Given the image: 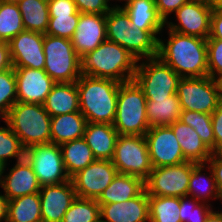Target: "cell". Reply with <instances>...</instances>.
I'll return each instance as SVG.
<instances>
[{
    "instance_id": "6da1fadb",
    "label": "cell",
    "mask_w": 222,
    "mask_h": 222,
    "mask_svg": "<svg viewBox=\"0 0 222 222\" xmlns=\"http://www.w3.org/2000/svg\"><path fill=\"white\" fill-rule=\"evenodd\" d=\"M166 44L158 39L157 56L182 78L208 76L207 39L168 31Z\"/></svg>"
},
{
    "instance_id": "7a4b0ae2",
    "label": "cell",
    "mask_w": 222,
    "mask_h": 222,
    "mask_svg": "<svg viewBox=\"0 0 222 222\" xmlns=\"http://www.w3.org/2000/svg\"><path fill=\"white\" fill-rule=\"evenodd\" d=\"M81 63L83 75L124 83L133 80L139 62L122 46L106 40L84 55Z\"/></svg>"
},
{
    "instance_id": "3957f363",
    "label": "cell",
    "mask_w": 222,
    "mask_h": 222,
    "mask_svg": "<svg viewBox=\"0 0 222 222\" xmlns=\"http://www.w3.org/2000/svg\"><path fill=\"white\" fill-rule=\"evenodd\" d=\"M120 84L111 79L80 76L76 81L79 107L87 122L114 123Z\"/></svg>"
},
{
    "instance_id": "277c9868",
    "label": "cell",
    "mask_w": 222,
    "mask_h": 222,
    "mask_svg": "<svg viewBox=\"0 0 222 222\" xmlns=\"http://www.w3.org/2000/svg\"><path fill=\"white\" fill-rule=\"evenodd\" d=\"M4 120L25 149L36 144L51 143V116L41 104L17 101Z\"/></svg>"
},
{
    "instance_id": "5b68a950",
    "label": "cell",
    "mask_w": 222,
    "mask_h": 222,
    "mask_svg": "<svg viewBox=\"0 0 222 222\" xmlns=\"http://www.w3.org/2000/svg\"><path fill=\"white\" fill-rule=\"evenodd\" d=\"M146 102L142 89L134 80L120 84L116 116L112 124L119 135L146 134L150 128L146 115Z\"/></svg>"
},
{
    "instance_id": "8992f818",
    "label": "cell",
    "mask_w": 222,
    "mask_h": 222,
    "mask_svg": "<svg viewBox=\"0 0 222 222\" xmlns=\"http://www.w3.org/2000/svg\"><path fill=\"white\" fill-rule=\"evenodd\" d=\"M45 72L56 82L73 83L82 75L81 57L71 39L44 34Z\"/></svg>"
},
{
    "instance_id": "52a82bcc",
    "label": "cell",
    "mask_w": 222,
    "mask_h": 222,
    "mask_svg": "<svg viewBox=\"0 0 222 222\" xmlns=\"http://www.w3.org/2000/svg\"><path fill=\"white\" fill-rule=\"evenodd\" d=\"M182 77L158 56L137 64L133 80L142 89L146 99L167 98L177 93Z\"/></svg>"
},
{
    "instance_id": "ba28073f",
    "label": "cell",
    "mask_w": 222,
    "mask_h": 222,
    "mask_svg": "<svg viewBox=\"0 0 222 222\" xmlns=\"http://www.w3.org/2000/svg\"><path fill=\"white\" fill-rule=\"evenodd\" d=\"M177 96L182 110L212 114L222 101V83L210 76L182 78Z\"/></svg>"
},
{
    "instance_id": "9c48e42d",
    "label": "cell",
    "mask_w": 222,
    "mask_h": 222,
    "mask_svg": "<svg viewBox=\"0 0 222 222\" xmlns=\"http://www.w3.org/2000/svg\"><path fill=\"white\" fill-rule=\"evenodd\" d=\"M112 163L119 174L139 177L145 181L153 169L145 137L119 135Z\"/></svg>"
},
{
    "instance_id": "30bf717a",
    "label": "cell",
    "mask_w": 222,
    "mask_h": 222,
    "mask_svg": "<svg viewBox=\"0 0 222 222\" xmlns=\"http://www.w3.org/2000/svg\"><path fill=\"white\" fill-rule=\"evenodd\" d=\"M25 158L32 165L39 185H55L70 180L62 157L60 145L36 144L25 149Z\"/></svg>"
},
{
    "instance_id": "8fae6325",
    "label": "cell",
    "mask_w": 222,
    "mask_h": 222,
    "mask_svg": "<svg viewBox=\"0 0 222 222\" xmlns=\"http://www.w3.org/2000/svg\"><path fill=\"white\" fill-rule=\"evenodd\" d=\"M192 173V162L156 167L144 181L148 196L185 197Z\"/></svg>"
},
{
    "instance_id": "7c38bea8",
    "label": "cell",
    "mask_w": 222,
    "mask_h": 222,
    "mask_svg": "<svg viewBox=\"0 0 222 222\" xmlns=\"http://www.w3.org/2000/svg\"><path fill=\"white\" fill-rule=\"evenodd\" d=\"M144 137L153 168L179 165L187 161L170 126L150 127Z\"/></svg>"
},
{
    "instance_id": "4fadbf2b",
    "label": "cell",
    "mask_w": 222,
    "mask_h": 222,
    "mask_svg": "<svg viewBox=\"0 0 222 222\" xmlns=\"http://www.w3.org/2000/svg\"><path fill=\"white\" fill-rule=\"evenodd\" d=\"M118 174L112 160H98L73 175L70 180L77 197L98 199Z\"/></svg>"
},
{
    "instance_id": "5bb4252c",
    "label": "cell",
    "mask_w": 222,
    "mask_h": 222,
    "mask_svg": "<svg viewBox=\"0 0 222 222\" xmlns=\"http://www.w3.org/2000/svg\"><path fill=\"white\" fill-rule=\"evenodd\" d=\"M212 11L213 7L190 0L175 12L178 25L168 21L165 25L167 24L168 30L207 39L210 35Z\"/></svg>"
},
{
    "instance_id": "9a60e30c",
    "label": "cell",
    "mask_w": 222,
    "mask_h": 222,
    "mask_svg": "<svg viewBox=\"0 0 222 222\" xmlns=\"http://www.w3.org/2000/svg\"><path fill=\"white\" fill-rule=\"evenodd\" d=\"M44 34L24 30L8 42L13 67L44 69Z\"/></svg>"
},
{
    "instance_id": "2e32d148",
    "label": "cell",
    "mask_w": 222,
    "mask_h": 222,
    "mask_svg": "<svg viewBox=\"0 0 222 222\" xmlns=\"http://www.w3.org/2000/svg\"><path fill=\"white\" fill-rule=\"evenodd\" d=\"M17 89V101L41 104L56 83L44 69L14 67Z\"/></svg>"
},
{
    "instance_id": "e0dca14e",
    "label": "cell",
    "mask_w": 222,
    "mask_h": 222,
    "mask_svg": "<svg viewBox=\"0 0 222 222\" xmlns=\"http://www.w3.org/2000/svg\"><path fill=\"white\" fill-rule=\"evenodd\" d=\"M42 222H62L77 194L71 180L55 185H45L39 191Z\"/></svg>"
},
{
    "instance_id": "ac0fdd59",
    "label": "cell",
    "mask_w": 222,
    "mask_h": 222,
    "mask_svg": "<svg viewBox=\"0 0 222 222\" xmlns=\"http://www.w3.org/2000/svg\"><path fill=\"white\" fill-rule=\"evenodd\" d=\"M106 40V14L80 13L71 38L75 52L82 58Z\"/></svg>"
},
{
    "instance_id": "d6986e66",
    "label": "cell",
    "mask_w": 222,
    "mask_h": 222,
    "mask_svg": "<svg viewBox=\"0 0 222 222\" xmlns=\"http://www.w3.org/2000/svg\"><path fill=\"white\" fill-rule=\"evenodd\" d=\"M4 170L0 171V186L4 190L7 200L17 197L39 193L41 186L33 171L32 165L26 158L17 161L8 175H4Z\"/></svg>"
},
{
    "instance_id": "ffe728a7",
    "label": "cell",
    "mask_w": 222,
    "mask_h": 222,
    "mask_svg": "<svg viewBox=\"0 0 222 222\" xmlns=\"http://www.w3.org/2000/svg\"><path fill=\"white\" fill-rule=\"evenodd\" d=\"M99 205L101 222H150L149 199L145 189L125 202Z\"/></svg>"
},
{
    "instance_id": "44dd1931",
    "label": "cell",
    "mask_w": 222,
    "mask_h": 222,
    "mask_svg": "<svg viewBox=\"0 0 222 222\" xmlns=\"http://www.w3.org/2000/svg\"><path fill=\"white\" fill-rule=\"evenodd\" d=\"M119 134L112 124L88 122L83 139L98 160H112Z\"/></svg>"
},
{
    "instance_id": "7402d4cb",
    "label": "cell",
    "mask_w": 222,
    "mask_h": 222,
    "mask_svg": "<svg viewBox=\"0 0 222 222\" xmlns=\"http://www.w3.org/2000/svg\"><path fill=\"white\" fill-rule=\"evenodd\" d=\"M129 15L131 25L141 30L149 31L157 40V35L165 27V22L159 16L155 0H133L122 6Z\"/></svg>"
},
{
    "instance_id": "603a6c76",
    "label": "cell",
    "mask_w": 222,
    "mask_h": 222,
    "mask_svg": "<svg viewBox=\"0 0 222 222\" xmlns=\"http://www.w3.org/2000/svg\"><path fill=\"white\" fill-rule=\"evenodd\" d=\"M43 106L51 117L80 111L76 82L55 83Z\"/></svg>"
},
{
    "instance_id": "cb8c5ba5",
    "label": "cell",
    "mask_w": 222,
    "mask_h": 222,
    "mask_svg": "<svg viewBox=\"0 0 222 222\" xmlns=\"http://www.w3.org/2000/svg\"><path fill=\"white\" fill-rule=\"evenodd\" d=\"M170 127L172 128L176 139L181 146L184 158L187 161L206 163L210 159L212 151L203 143L199 135L191 126L177 120L171 124Z\"/></svg>"
},
{
    "instance_id": "d4e9b609",
    "label": "cell",
    "mask_w": 222,
    "mask_h": 222,
    "mask_svg": "<svg viewBox=\"0 0 222 222\" xmlns=\"http://www.w3.org/2000/svg\"><path fill=\"white\" fill-rule=\"evenodd\" d=\"M87 123L80 111L51 117V143L61 145L83 138Z\"/></svg>"
},
{
    "instance_id": "484cf974",
    "label": "cell",
    "mask_w": 222,
    "mask_h": 222,
    "mask_svg": "<svg viewBox=\"0 0 222 222\" xmlns=\"http://www.w3.org/2000/svg\"><path fill=\"white\" fill-rule=\"evenodd\" d=\"M144 189V181L141 178L118 173L97 202L98 204L125 202L138 196Z\"/></svg>"
},
{
    "instance_id": "4316f807",
    "label": "cell",
    "mask_w": 222,
    "mask_h": 222,
    "mask_svg": "<svg viewBox=\"0 0 222 222\" xmlns=\"http://www.w3.org/2000/svg\"><path fill=\"white\" fill-rule=\"evenodd\" d=\"M182 109L177 93L161 99H147L146 115L150 127L170 126L180 119Z\"/></svg>"
},
{
    "instance_id": "83f0119b",
    "label": "cell",
    "mask_w": 222,
    "mask_h": 222,
    "mask_svg": "<svg viewBox=\"0 0 222 222\" xmlns=\"http://www.w3.org/2000/svg\"><path fill=\"white\" fill-rule=\"evenodd\" d=\"M205 168H207V170L209 169L210 171V174L208 176H206L207 174L202 173V171L205 170ZM202 184H205V186ZM187 196L194 198L199 202H205V203L208 202L210 198L222 200V196L218 190L213 172L211 168L207 165V163L192 162V173L190 177Z\"/></svg>"
},
{
    "instance_id": "f1b7e54d",
    "label": "cell",
    "mask_w": 222,
    "mask_h": 222,
    "mask_svg": "<svg viewBox=\"0 0 222 222\" xmlns=\"http://www.w3.org/2000/svg\"><path fill=\"white\" fill-rule=\"evenodd\" d=\"M60 148L64 167L70 178L96 160L83 138L63 143Z\"/></svg>"
},
{
    "instance_id": "f546056e",
    "label": "cell",
    "mask_w": 222,
    "mask_h": 222,
    "mask_svg": "<svg viewBox=\"0 0 222 222\" xmlns=\"http://www.w3.org/2000/svg\"><path fill=\"white\" fill-rule=\"evenodd\" d=\"M17 5L25 30L45 34L50 18L48 0H19Z\"/></svg>"
},
{
    "instance_id": "4dcf8cb0",
    "label": "cell",
    "mask_w": 222,
    "mask_h": 222,
    "mask_svg": "<svg viewBox=\"0 0 222 222\" xmlns=\"http://www.w3.org/2000/svg\"><path fill=\"white\" fill-rule=\"evenodd\" d=\"M6 222H42L39 193L9 200Z\"/></svg>"
},
{
    "instance_id": "1f68e13d",
    "label": "cell",
    "mask_w": 222,
    "mask_h": 222,
    "mask_svg": "<svg viewBox=\"0 0 222 222\" xmlns=\"http://www.w3.org/2000/svg\"><path fill=\"white\" fill-rule=\"evenodd\" d=\"M127 51L138 62L145 58L156 57L158 54V40L149 31L141 30L131 25L128 28Z\"/></svg>"
},
{
    "instance_id": "d6a6232c",
    "label": "cell",
    "mask_w": 222,
    "mask_h": 222,
    "mask_svg": "<svg viewBox=\"0 0 222 222\" xmlns=\"http://www.w3.org/2000/svg\"><path fill=\"white\" fill-rule=\"evenodd\" d=\"M150 222H181L180 198L148 196Z\"/></svg>"
},
{
    "instance_id": "836d02e7",
    "label": "cell",
    "mask_w": 222,
    "mask_h": 222,
    "mask_svg": "<svg viewBox=\"0 0 222 222\" xmlns=\"http://www.w3.org/2000/svg\"><path fill=\"white\" fill-rule=\"evenodd\" d=\"M106 14V37L127 50L128 28L131 26L129 15L121 5H113Z\"/></svg>"
},
{
    "instance_id": "e575fe53",
    "label": "cell",
    "mask_w": 222,
    "mask_h": 222,
    "mask_svg": "<svg viewBox=\"0 0 222 222\" xmlns=\"http://www.w3.org/2000/svg\"><path fill=\"white\" fill-rule=\"evenodd\" d=\"M24 30L17 3L0 1V41L8 43Z\"/></svg>"
},
{
    "instance_id": "d590c367",
    "label": "cell",
    "mask_w": 222,
    "mask_h": 222,
    "mask_svg": "<svg viewBox=\"0 0 222 222\" xmlns=\"http://www.w3.org/2000/svg\"><path fill=\"white\" fill-rule=\"evenodd\" d=\"M181 122L191 126L199 135L203 143L215 153V138L213 134L211 114L182 110L180 119Z\"/></svg>"
},
{
    "instance_id": "8d00e7d4",
    "label": "cell",
    "mask_w": 222,
    "mask_h": 222,
    "mask_svg": "<svg viewBox=\"0 0 222 222\" xmlns=\"http://www.w3.org/2000/svg\"><path fill=\"white\" fill-rule=\"evenodd\" d=\"M62 222H101L100 205L96 199L76 197Z\"/></svg>"
},
{
    "instance_id": "74e56055",
    "label": "cell",
    "mask_w": 222,
    "mask_h": 222,
    "mask_svg": "<svg viewBox=\"0 0 222 222\" xmlns=\"http://www.w3.org/2000/svg\"><path fill=\"white\" fill-rule=\"evenodd\" d=\"M4 122L6 127H0V167L5 171L8 158H15L16 162L25 158V148L9 124Z\"/></svg>"
},
{
    "instance_id": "f35d334b",
    "label": "cell",
    "mask_w": 222,
    "mask_h": 222,
    "mask_svg": "<svg viewBox=\"0 0 222 222\" xmlns=\"http://www.w3.org/2000/svg\"><path fill=\"white\" fill-rule=\"evenodd\" d=\"M17 102V89L14 67L0 72V114L5 118Z\"/></svg>"
},
{
    "instance_id": "ab89813d",
    "label": "cell",
    "mask_w": 222,
    "mask_h": 222,
    "mask_svg": "<svg viewBox=\"0 0 222 222\" xmlns=\"http://www.w3.org/2000/svg\"><path fill=\"white\" fill-rule=\"evenodd\" d=\"M80 14L49 15V24L45 34L71 39Z\"/></svg>"
},
{
    "instance_id": "60d3db41",
    "label": "cell",
    "mask_w": 222,
    "mask_h": 222,
    "mask_svg": "<svg viewBox=\"0 0 222 222\" xmlns=\"http://www.w3.org/2000/svg\"><path fill=\"white\" fill-rule=\"evenodd\" d=\"M188 196L180 197V218L181 222H205L209 213L212 211V205L199 202ZM210 205V206H209Z\"/></svg>"
},
{
    "instance_id": "b9f144b4",
    "label": "cell",
    "mask_w": 222,
    "mask_h": 222,
    "mask_svg": "<svg viewBox=\"0 0 222 222\" xmlns=\"http://www.w3.org/2000/svg\"><path fill=\"white\" fill-rule=\"evenodd\" d=\"M208 76L222 83V40L207 39Z\"/></svg>"
},
{
    "instance_id": "7bdbcfd3",
    "label": "cell",
    "mask_w": 222,
    "mask_h": 222,
    "mask_svg": "<svg viewBox=\"0 0 222 222\" xmlns=\"http://www.w3.org/2000/svg\"><path fill=\"white\" fill-rule=\"evenodd\" d=\"M79 13L107 14L113 7L109 0H73Z\"/></svg>"
},
{
    "instance_id": "ee69618b",
    "label": "cell",
    "mask_w": 222,
    "mask_h": 222,
    "mask_svg": "<svg viewBox=\"0 0 222 222\" xmlns=\"http://www.w3.org/2000/svg\"><path fill=\"white\" fill-rule=\"evenodd\" d=\"M49 15L80 14L73 0H48Z\"/></svg>"
},
{
    "instance_id": "f6af8a7d",
    "label": "cell",
    "mask_w": 222,
    "mask_h": 222,
    "mask_svg": "<svg viewBox=\"0 0 222 222\" xmlns=\"http://www.w3.org/2000/svg\"><path fill=\"white\" fill-rule=\"evenodd\" d=\"M211 118L215 138V153H222V101L211 114Z\"/></svg>"
},
{
    "instance_id": "bcb514c9",
    "label": "cell",
    "mask_w": 222,
    "mask_h": 222,
    "mask_svg": "<svg viewBox=\"0 0 222 222\" xmlns=\"http://www.w3.org/2000/svg\"><path fill=\"white\" fill-rule=\"evenodd\" d=\"M190 0H155L159 16L164 22L168 20L171 13H175L183 4Z\"/></svg>"
},
{
    "instance_id": "7dc6e473",
    "label": "cell",
    "mask_w": 222,
    "mask_h": 222,
    "mask_svg": "<svg viewBox=\"0 0 222 222\" xmlns=\"http://www.w3.org/2000/svg\"><path fill=\"white\" fill-rule=\"evenodd\" d=\"M206 163L213 172L218 190L222 196V153H212L210 159Z\"/></svg>"
},
{
    "instance_id": "c3c4849f",
    "label": "cell",
    "mask_w": 222,
    "mask_h": 222,
    "mask_svg": "<svg viewBox=\"0 0 222 222\" xmlns=\"http://www.w3.org/2000/svg\"><path fill=\"white\" fill-rule=\"evenodd\" d=\"M207 39L222 40V9L213 8L211 14L210 35Z\"/></svg>"
},
{
    "instance_id": "681fc988",
    "label": "cell",
    "mask_w": 222,
    "mask_h": 222,
    "mask_svg": "<svg viewBox=\"0 0 222 222\" xmlns=\"http://www.w3.org/2000/svg\"><path fill=\"white\" fill-rule=\"evenodd\" d=\"M9 45L0 41V72L12 68Z\"/></svg>"
},
{
    "instance_id": "f907efd6",
    "label": "cell",
    "mask_w": 222,
    "mask_h": 222,
    "mask_svg": "<svg viewBox=\"0 0 222 222\" xmlns=\"http://www.w3.org/2000/svg\"><path fill=\"white\" fill-rule=\"evenodd\" d=\"M7 210H8V200L7 198L0 194V222H6L7 220Z\"/></svg>"
},
{
    "instance_id": "816d5d0a",
    "label": "cell",
    "mask_w": 222,
    "mask_h": 222,
    "mask_svg": "<svg viewBox=\"0 0 222 222\" xmlns=\"http://www.w3.org/2000/svg\"><path fill=\"white\" fill-rule=\"evenodd\" d=\"M205 222H222V212L211 211Z\"/></svg>"
},
{
    "instance_id": "f5cc1de1",
    "label": "cell",
    "mask_w": 222,
    "mask_h": 222,
    "mask_svg": "<svg viewBox=\"0 0 222 222\" xmlns=\"http://www.w3.org/2000/svg\"><path fill=\"white\" fill-rule=\"evenodd\" d=\"M191 1H196L198 3H203V4H206L208 6H211V7L215 8V0H191Z\"/></svg>"
},
{
    "instance_id": "db71d44e",
    "label": "cell",
    "mask_w": 222,
    "mask_h": 222,
    "mask_svg": "<svg viewBox=\"0 0 222 222\" xmlns=\"http://www.w3.org/2000/svg\"><path fill=\"white\" fill-rule=\"evenodd\" d=\"M215 8L222 9V0H215Z\"/></svg>"
},
{
    "instance_id": "11a10c76",
    "label": "cell",
    "mask_w": 222,
    "mask_h": 222,
    "mask_svg": "<svg viewBox=\"0 0 222 222\" xmlns=\"http://www.w3.org/2000/svg\"><path fill=\"white\" fill-rule=\"evenodd\" d=\"M0 1L6 3H17L19 0H0Z\"/></svg>"
},
{
    "instance_id": "9f6ffc18",
    "label": "cell",
    "mask_w": 222,
    "mask_h": 222,
    "mask_svg": "<svg viewBox=\"0 0 222 222\" xmlns=\"http://www.w3.org/2000/svg\"><path fill=\"white\" fill-rule=\"evenodd\" d=\"M109 1H111V0H109ZM117 1H119V0H117ZM120 1H123V0H120ZM126 3H124V5L125 4H128V3H130L131 1H133V0H124Z\"/></svg>"
}]
</instances>
